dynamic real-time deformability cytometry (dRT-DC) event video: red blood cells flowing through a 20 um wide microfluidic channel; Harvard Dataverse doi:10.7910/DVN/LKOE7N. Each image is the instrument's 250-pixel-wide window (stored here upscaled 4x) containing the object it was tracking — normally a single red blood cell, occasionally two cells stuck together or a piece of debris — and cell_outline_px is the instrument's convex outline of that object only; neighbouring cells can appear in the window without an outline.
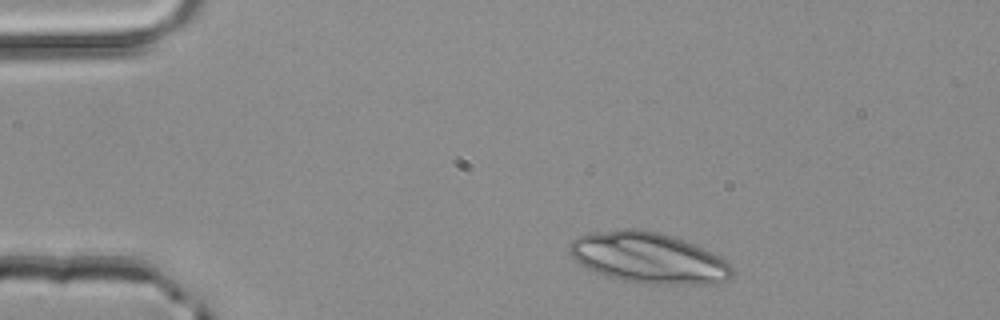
{"species": "common noctule bat (a hibernating species)", "species_latin": "Nyctalus noctula", "temperature_condition": "room temperature", "stored_images_in_passage": 2, "camera_frame_rate_fps": 3000, "um_per_image_px": 0.085, "animal": {"sex": "male", "body_mass_g": 20.4}, "frame": {"image": 1, "passage_image": 1, "time_ms": 0.0, "image_size_px": [1000, 320], "cell_outline_px": [[732, 280], [716, 284], [636, 284], [620, 280], [596, 272], [588, 268], [576, 260], [568, 252], [568, 244], [576, 236], [588, 232], [620, 228], [640, 228], [660, 232], [684, 240], [704, 248], [720, 256], [732, 268]], "centroid_in_image_um": [55.11, 21.91], "position_along_channel_um": 29.9, "area_um2": 48.96}}